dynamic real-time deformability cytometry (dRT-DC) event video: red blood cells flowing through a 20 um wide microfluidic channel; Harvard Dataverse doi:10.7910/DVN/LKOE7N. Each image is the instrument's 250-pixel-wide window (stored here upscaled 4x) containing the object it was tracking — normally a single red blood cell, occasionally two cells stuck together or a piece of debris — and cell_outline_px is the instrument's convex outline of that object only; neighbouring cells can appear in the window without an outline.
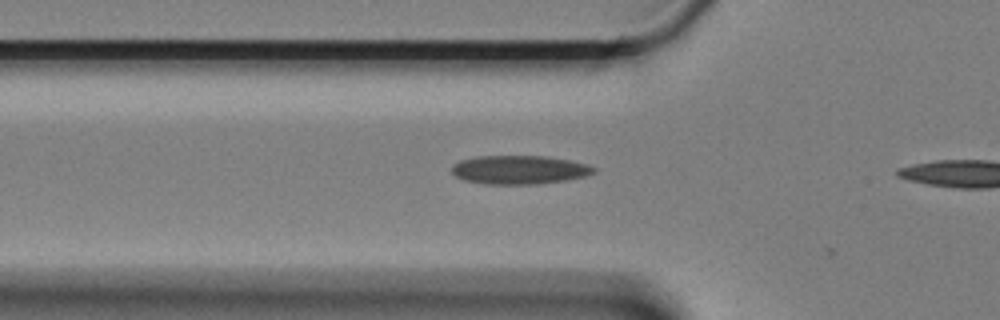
{"species": "Egyptian fruit bat (a non-hibernating species)", "species_latin": "Rousettus aegyptiacus", "temperature_condition": "cold", "stored_images_in_passage": 4, "camera_frame_rate_fps": 3000, "um_per_image_px": 0.085, "animal": {"sex": "female"}, "frame": {"image": 1, "passage_image": 2, "time_ms": 0.333, "image_size_px": [1000, 320], "cell_outline_px": [[596, 172], [584, 176], [564, 180], [536, 184], [484, 184], [464, 180], [456, 176], [452, 172], [452, 164], [460, 160], [476, 156], [544, 156], [568, 160], [588, 164], [596, 168]], "centroid_in_image_um": [44.11, 14.43], "position_along_channel_um": 81.7, "area_um2": 23.7}}